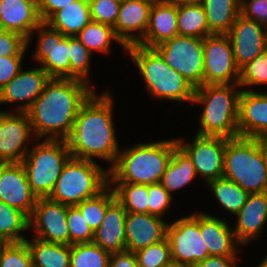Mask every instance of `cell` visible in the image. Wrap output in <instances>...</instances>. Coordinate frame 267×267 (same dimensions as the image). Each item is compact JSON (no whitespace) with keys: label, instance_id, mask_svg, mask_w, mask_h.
I'll list each match as a JSON object with an SVG mask.
<instances>
[{"label":"cell","instance_id":"cell-1","mask_svg":"<svg viewBox=\"0 0 267 267\" xmlns=\"http://www.w3.org/2000/svg\"><path fill=\"white\" fill-rule=\"evenodd\" d=\"M89 83L71 78H50L26 111L35 137L66 140L82 104L94 92Z\"/></svg>","mask_w":267,"mask_h":267},{"label":"cell","instance_id":"cell-2","mask_svg":"<svg viewBox=\"0 0 267 267\" xmlns=\"http://www.w3.org/2000/svg\"><path fill=\"white\" fill-rule=\"evenodd\" d=\"M109 91L92 93L82 104L66 139L71 157L94 161L102 158L114 165L120 148L113 124V101ZM94 157V158H93Z\"/></svg>","mask_w":267,"mask_h":267},{"label":"cell","instance_id":"cell-3","mask_svg":"<svg viewBox=\"0 0 267 267\" xmlns=\"http://www.w3.org/2000/svg\"><path fill=\"white\" fill-rule=\"evenodd\" d=\"M176 139L152 143H138L118 153L112 167H109V182L134 184L159 183L177 147Z\"/></svg>","mask_w":267,"mask_h":267},{"label":"cell","instance_id":"cell-4","mask_svg":"<svg viewBox=\"0 0 267 267\" xmlns=\"http://www.w3.org/2000/svg\"><path fill=\"white\" fill-rule=\"evenodd\" d=\"M238 84L202 85L195 88L193 103L204 105L199 135L226 139L239 136L238 116L241 89Z\"/></svg>","mask_w":267,"mask_h":267},{"label":"cell","instance_id":"cell-5","mask_svg":"<svg viewBox=\"0 0 267 267\" xmlns=\"http://www.w3.org/2000/svg\"><path fill=\"white\" fill-rule=\"evenodd\" d=\"M223 177L249 194L267 192L264 140L240 136L226 139Z\"/></svg>","mask_w":267,"mask_h":267},{"label":"cell","instance_id":"cell-6","mask_svg":"<svg viewBox=\"0 0 267 267\" xmlns=\"http://www.w3.org/2000/svg\"><path fill=\"white\" fill-rule=\"evenodd\" d=\"M125 50L137 64L153 97L179 102L193 101L195 87L171 68L154 48L134 44Z\"/></svg>","mask_w":267,"mask_h":267},{"label":"cell","instance_id":"cell-7","mask_svg":"<svg viewBox=\"0 0 267 267\" xmlns=\"http://www.w3.org/2000/svg\"><path fill=\"white\" fill-rule=\"evenodd\" d=\"M108 185V171L97 162L70 157L48 198L66 206H76L97 196Z\"/></svg>","mask_w":267,"mask_h":267},{"label":"cell","instance_id":"cell-8","mask_svg":"<svg viewBox=\"0 0 267 267\" xmlns=\"http://www.w3.org/2000/svg\"><path fill=\"white\" fill-rule=\"evenodd\" d=\"M70 157L66 140L45 139L27 152L22 164L31 191L37 198L49 197Z\"/></svg>","mask_w":267,"mask_h":267},{"label":"cell","instance_id":"cell-9","mask_svg":"<svg viewBox=\"0 0 267 267\" xmlns=\"http://www.w3.org/2000/svg\"><path fill=\"white\" fill-rule=\"evenodd\" d=\"M166 238L176 267H193L209 256L200 232V213L167 224Z\"/></svg>","mask_w":267,"mask_h":267},{"label":"cell","instance_id":"cell-10","mask_svg":"<svg viewBox=\"0 0 267 267\" xmlns=\"http://www.w3.org/2000/svg\"><path fill=\"white\" fill-rule=\"evenodd\" d=\"M154 49L192 86L203 85V38L176 35Z\"/></svg>","mask_w":267,"mask_h":267},{"label":"cell","instance_id":"cell-11","mask_svg":"<svg viewBox=\"0 0 267 267\" xmlns=\"http://www.w3.org/2000/svg\"><path fill=\"white\" fill-rule=\"evenodd\" d=\"M203 85L238 84L240 69L236 66L227 34L203 38Z\"/></svg>","mask_w":267,"mask_h":267},{"label":"cell","instance_id":"cell-12","mask_svg":"<svg viewBox=\"0 0 267 267\" xmlns=\"http://www.w3.org/2000/svg\"><path fill=\"white\" fill-rule=\"evenodd\" d=\"M47 28V29H46ZM38 30V44L34 58L50 78H71L69 37L42 22Z\"/></svg>","mask_w":267,"mask_h":267},{"label":"cell","instance_id":"cell-13","mask_svg":"<svg viewBox=\"0 0 267 267\" xmlns=\"http://www.w3.org/2000/svg\"><path fill=\"white\" fill-rule=\"evenodd\" d=\"M177 145L192 160L196 173L206 183L223 176L226 138L196 134L193 143L184 144L183 139H176Z\"/></svg>","mask_w":267,"mask_h":267},{"label":"cell","instance_id":"cell-14","mask_svg":"<svg viewBox=\"0 0 267 267\" xmlns=\"http://www.w3.org/2000/svg\"><path fill=\"white\" fill-rule=\"evenodd\" d=\"M29 228H34L35 238L46 242L70 245L67 206L48 197L37 198L29 217Z\"/></svg>","mask_w":267,"mask_h":267},{"label":"cell","instance_id":"cell-15","mask_svg":"<svg viewBox=\"0 0 267 267\" xmlns=\"http://www.w3.org/2000/svg\"><path fill=\"white\" fill-rule=\"evenodd\" d=\"M32 133L26 112L0 111V163L22 162L29 151L25 145Z\"/></svg>","mask_w":267,"mask_h":267},{"label":"cell","instance_id":"cell-16","mask_svg":"<svg viewBox=\"0 0 267 267\" xmlns=\"http://www.w3.org/2000/svg\"><path fill=\"white\" fill-rule=\"evenodd\" d=\"M236 66L241 69L267 49V27L239 15L227 34Z\"/></svg>","mask_w":267,"mask_h":267},{"label":"cell","instance_id":"cell-17","mask_svg":"<svg viewBox=\"0 0 267 267\" xmlns=\"http://www.w3.org/2000/svg\"><path fill=\"white\" fill-rule=\"evenodd\" d=\"M36 200L22 162L0 163V201L30 217Z\"/></svg>","mask_w":267,"mask_h":267},{"label":"cell","instance_id":"cell-18","mask_svg":"<svg viewBox=\"0 0 267 267\" xmlns=\"http://www.w3.org/2000/svg\"><path fill=\"white\" fill-rule=\"evenodd\" d=\"M240 137L267 141V93L242 89L239 97Z\"/></svg>","mask_w":267,"mask_h":267},{"label":"cell","instance_id":"cell-19","mask_svg":"<svg viewBox=\"0 0 267 267\" xmlns=\"http://www.w3.org/2000/svg\"><path fill=\"white\" fill-rule=\"evenodd\" d=\"M50 79L41 68L23 69L0 90V104L23 102L17 106L16 112H26L36 98L42 93L46 82Z\"/></svg>","mask_w":267,"mask_h":267},{"label":"cell","instance_id":"cell-20","mask_svg":"<svg viewBox=\"0 0 267 267\" xmlns=\"http://www.w3.org/2000/svg\"><path fill=\"white\" fill-rule=\"evenodd\" d=\"M42 22L38 0H0V29L22 35L27 39V46Z\"/></svg>","mask_w":267,"mask_h":267},{"label":"cell","instance_id":"cell-21","mask_svg":"<svg viewBox=\"0 0 267 267\" xmlns=\"http://www.w3.org/2000/svg\"><path fill=\"white\" fill-rule=\"evenodd\" d=\"M155 0H128L121 2L114 31L127 47L138 44L149 23L150 10ZM137 32L135 35L132 32ZM132 33V34H131Z\"/></svg>","mask_w":267,"mask_h":267},{"label":"cell","instance_id":"cell-22","mask_svg":"<svg viewBox=\"0 0 267 267\" xmlns=\"http://www.w3.org/2000/svg\"><path fill=\"white\" fill-rule=\"evenodd\" d=\"M167 223L148 213H129L125 218L126 250L136 252L166 238Z\"/></svg>","mask_w":267,"mask_h":267},{"label":"cell","instance_id":"cell-23","mask_svg":"<svg viewBox=\"0 0 267 267\" xmlns=\"http://www.w3.org/2000/svg\"><path fill=\"white\" fill-rule=\"evenodd\" d=\"M178 35L177 1L155 0L149 15V23L139 45L154 48Z\"/></svg>","mask_w":267,"mask_h":267},{"label":"cell","instance_id":"cell-24","mask_svg":"<svg viewBox=\"0 0 267 267\" xmlns=\"http://www.w3.org/2000/svg\"><path fill=\"white\" fill-rule=\"evenodd\" d=\"M235 216L237 224L233 231L238 242L246 245L256 240L267 221V192L249 194L246 203Z\"/></svg>","mask_w":267,"mask_h":267},{"label":"cell","instance_id":"cell-25","mask_svg":"<svg viewBox=\"0 0 267 267\" xmlns=\"http://www.w3.org/2000/svg\"><path fill=\"white\" fill-rule=\"evenodd\" d=\"M200 232L209 256L236 257L237 246L240 245L236 239L233 228L225 221L200 213Z\"/></svg>","mask_w":267,"mask_h":267},{"label":"cell","instance_id":"cell-26","mask_svg":"<svg viewBox=\"0 0 267 267\" xmlns=\"http://www.w3.org/2000/svg\"><path fill=\"white\" fill-rule=\"evenodd\" d=\"M127 212L115 199L108 207L104 219L94 231L93 243L110 253L126 250L125 218Z\"/></svg>","mask_w":267,"mask_h":267},{"label":"cell","instance_id":"cell-27","mask_svg":"<svg viewBox=\"0 0 267 267\" xmlns=\"http://www.w3.org/2000/svg\"><path fill=\"white\" fill-rule=\"evenodd\" d=\"M91 20L89 1L76 0L56 11L45 23L64 36L74 37Z\"/></svg>","mask_w":267,"mask_h":267},{"label":"cell","instance_id":"cell-28","mask_svg":"<svg viewBox=\"0 0 267 267\" xmlns=\"http://www.w3.org/2000/svg\"><path fill=\"white\" fill-rule=\"evenodd\" d=\"M208 28L212 34H228L240 15L241 0H202Z\"/></svg>","mask_w":267,"mask_h":267},{"label":"cell","instance_id":"cell-29","mask_svg":"<svg viewBox=\"0 0 267 267\" xmlns=\"http://www.w3.org/2000/svg\"><path fill=\"white\" fill-rule=\"evenodd\" d=\"M25 240L32 258V267H70L71 245L46 242L38 238Z\"/></svg>","mask_w":267,"mask_h":267},{"label":"cell","instance_id":"cell-30","mask_svg":"<svg viewBox=\"0 0 267 267\" xmlns=\"http://www.w3.org/2000/svg\"><path fill=\"white\" fill-rule=\"evenodd\" d=\"M197 176L192 160L177 146L172 153L167 169L161 177L160 184L170 193L184 187Z\"/></svg>","mask_w":267,"mask_h":267},{"label":"cell","instance_id":"cell-31","mask_svg":"<svg viewBox=\"0 0 267 267\" xmlns=\"http://www.w3.org/2000/svg\"><path fill=\"white\" fill-rule=\"evenodd\" d=\"M178 35L205 38L211 35L201 3L177 1Z\"/></svg>","mask_w":267,"mask_h":267},{"label":"cell","instance_id":"cell-32","mask_svg":"<svg viewBox=\"0 0 267 267\" xmlns=\"http://www.w3.org/2000/svg\"><path fill=\"white\" fill-rule=\"evenodd\" d=\"M77 39L92 53H109L111 41L115 40L124 49L127 47L117 37L114 28L91 20L77 35Z\"/></svg>","mask_w":267,"mask_h":267},{"label":"cell","instance_id":"cell-33","mask_svg":"<svg viewBox=\"0 0 267 267\" xmlns=\"http://www.w3.org/2000/svg\"><path fill=\"white\" fill-rule=\"evenodd\" d=\"M29 229V217L24 212L0 201V241L24 242L20 233Z\"/></svg>","mask_w":267,"mask_h":267},{"label":"cell","instance_id":"cell-34","mask_svg":"<svg viewBox=\"0 0 267 267\" xmlns=\"http://www.w3.org/2000/svg\"><path fill=\"white\" fill-rule=\"evenodd\" d=\"M207 184L211 187L221 206L233 215L239 212L249 196V193L242 187L223 176L211 180Z\"/></svg>","mask_w":267,"mask_h":267},{"label":"cell","instance_id":"cell-35","mask_svg":"<svg viewBox=\"0 0 267 267\" xmlns=\"http://www.w3.org/2000/svg\"><path fill=\"white\" fill-rule=\"evenodd\" d=\"M116 184L112 188L116 199L129 213H148V184H134L128 182H109Z\"/></svg>","mask_w":267,"mask_h":267},{"label":"cell","instance_id":"cell-36","mask_svg":"<svg viewBox=\"0 0 267 267\" xmlns=\"http://www.w3.org/2000/svg\"><path fill=\"white\" fill-rule=\"evenodd\" d=\"M111 187L108 185L97 196L83 200L76 205L93 231L99 228L107 207L116 199L115 192Z\"/></svg>","mask_w":267,"mask_h":267},{"label":"cell","instance_id":"cell-37","mask_svg":"<svg viewBox=\"0 0 267 267\" xmlns=\"http://www.w3.org/2000/svg\"><path fill=\"white\" fill-rule=\"evenodd\" d=\"M110 254L93 242L72 244L70 267H109Z\"/></svg>","mask_w":267,"mask_h":267},{"label":"cell","instance_id":"cell-38","mask_svg":"<svg viewBox=\"0 0 267 267\" xmlns=\"http://www.w3.org/2000/svg\"><path fill=\"white\" fill-rule=\"evenodd\" d=\"M139 267H171V249L167 238L134 252Z\"/></svg>","mask_w":267,"mask_h":267},{"label":"cell","instance_id":"cell-39","mask_svg":"<svg viewBox=\"0 0 267 267\" xmlns=\"http://www.w3.org/2000/svg\"><path fill=\"white\" fill-rule=\"evenodd\" d=\"M92 53L77 39L69 37V61L71 65V79L83 80L87 78L90 70V57Z\"/></svg>","mask_w":267,"mask_h":267},{"label":"cell","instance_id":"cell-40","mask_svg":"<svg viewBox=\"0 0 267 267\" xmlns=\"http://www.w3.org/2000/svg\"><path fill=\"white\" fill-rule=\"evenodd\" d=\"M0 267H32V258L27 243H4L0 249Z\"/></svg>","mask_w":267,"mask_h":267},{"label":"cell","instance_id":"cell-41","mask_svg":"<svg viewBox=\"0 0 267 267\" xmlns=\"http://www.w3.org/2000/svg\"><path fill=\"white\" fill-rule=\"evenodd\" d=\"M267 84V49L240 69L239 87Z\"/></svg>","mask_w":267,"mask_h":267},{"label":"cell","instance_id":"cell-42","mask_svg":"<svg viewBox=\"0 0 267 267\" xmlns=\"http://www.w3.org/2000/svg\"><path fill=\"white\" fill-rule=\"evenodd\" d=\"M67 226L70 232V245L93 241L94 231L76 206H67Z\"/></svg>","mask_w":267,"mask_h":267},{"label":"cell","instance_id":"cell-43","mask_svg":"<svg viewBox=\"0 0 267 267\" xmlns=\"http://www.w3.org/2000/svg\"><path fill=\"white\" fill-rule=\"evenodd\" d=\"M93 21L114 28L121 2L117 0H88Z\"/></svg>","mask_w":267,"mask_h":267},{"label":"cell","instance_id":"cell-44","mask_svg":"<svg viewBox=\"0 0 267 267\" xmlns=\"http://www.w3.org/2000/svg\"><path fill=\"white\" fill-rule=\"evenodd\" d=\"M148 214L163 218V213L170 207L171 194L160 184H148Z\"/></svg>","mask_w":267,"mask_h":267},{"label":"cell","instance_id":"cell-45","mask_svg":"<svg viewBox=\"0 0 267 267\" xmlns=\"http://www.w3.org/2000/svg\"><path fill=\"white\" fill-rule=\"evenodd\" d=\"M27 39L22 35L0 29V56L24 55Z\"/></svg>","mask_w":267,"mask_h":267},{"label":"cell","instance_id":"cell-46","mask_svg":"<svg viewBox=\"0 0 267 267\" xmlns=\"http://www.w3.org/2000/svg\"><path fill=\"white\" fill-rule=\"evenodd\" d=\"M240 14L267 27V0H241Z\"/></svg>","mask_w":267,"mask_h":267},{"label":"cell","instance_id":"cell-47","mask_svg":"<svg viewBox=\"0 0 267 267\" xmlns=\"http://www.w3.org/2000/svg\"><path fill=\"white\" fill-rule=\"evenodd\" d=\"M24 55L0 56V90L22 69Z\"/></svg>","mask_w":267,"mask_h":267},{"label":"cell","instance_id":"cell-48","mask_svg":"<svg viewBox=\"0 0 267 267\" xmlns=\"http://www.w3.org/2000/svg\"><path fill=\"white\" fill-rule=\"evenodd\" d=\"M76 0H38V11L43 22H46L56 11L61 10Z\"/></svg>","mask_w":267,"mask_h":267},{"label":"cell","instance_id":"cell-49","mask_svg":"<svg viewBox=\"0 0 267 267\" xmlns=\"http://www.w3.org/2000/svg\"><path fill=\"white\" fill-rule=\"evenodd\" d=\"M109 267H139L134 252L121 251L110 254Z\"/></svg>","mask_w":267,"mask_h":267},{"label":"cell","instance_id":"cell-50","mask_svg":"<svg viewBox=\"0 0 267 267\" xmlns=\"http://www.w3.org/2000/svg\"><path fill=\"white\" fill-rule=\"evenodd\" d=\"M236 257L208 256L193 267H237Z\"/></svg>","mask_w":267,"mask_h":267},{"label":"cell","instance_id":"cell-51","mask_svg":"<svg viewBox=\"0 0 267 267\" xmlns=\"http://www.w3.org/2000/svg\"><path fill=\"white\" fill-rule=\"evenodd\" d=\"M264 159L266 163V170H267V141L264 140Z\"/></svg>","mask_w":267,"mask_h":267},{"label":"cell","instance_id":"cell-52","mask_svg":"<svg viewBox=\"0 0 267 267\" xmlns=\"http://www.w3.org/2000/svg\"><path fill=\"white\" fill-rule=\"evenodd\" d=\"M180 2H189V3H201L202 0H176Z\"/></svg>","mask_w":267,"mask_h":267},{"label":"cell","instance_id":"cell-53","mask_svg":"<svg viewBox=\"0 0 267 267\" xmlns=\"http://www.w3.org/2000/svg\"><path fill=\"white\" fill-rule=\"evenodd\" d=\"M258 267H267V256L262 260Z\"/></svg>","mask_w":267,"mask_h":267},{"label":"cell","instance_id":"cell-54","mask_svg":"<svg viewBox=\"0 0 267 267\" xmlns=\"http://www.w3.org/2000/svg\"><path fill=\"white\" fill-rule=\"evenodd\" d=\"M4 243H5V242L0 241V249H1V246H2Z\"/></svg>","mask_w":267,"mask_h":267},{"label":"cell","instance_id":"cell-55","mask_svg":"<svg viewBox=\"0 0 267 267\" xmlns=\"http://www.w3.org/2000/svg\"><path fill=\"white\" fill-rule=\"evenodd\" d=\"M117 1H119V2H124V1H128V0H117Z\"/></svg>","mask_w":267,"mask_h":267}]
</instances>
